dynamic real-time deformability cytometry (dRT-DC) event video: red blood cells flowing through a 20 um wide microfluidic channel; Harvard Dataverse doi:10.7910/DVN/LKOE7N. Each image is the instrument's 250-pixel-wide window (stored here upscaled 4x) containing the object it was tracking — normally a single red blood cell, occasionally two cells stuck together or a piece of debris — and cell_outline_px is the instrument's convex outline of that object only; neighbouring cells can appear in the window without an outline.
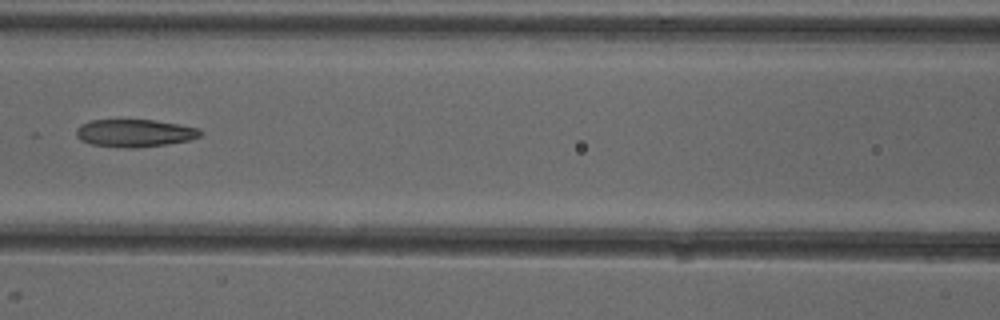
{"species": "common noctule bat (a hibernating species)", "species_latin": "Nyctalus noctula", "temperature_condition": "cold", "stored_images_in_passage": 6, "camera_frame_rate_fps": 3000, "um_per_image_px": 0.085, "animal": {"sex": "female"}, "frame": {"image": 1, "passage_image": 6, "time_ms": 5.667, "image_size_px": [1000, 320], "cell_outline_px": [[204, 132], [200, 136], [192, 140], [136, 148], [128, 148], [92, 144], [80, 140], [76, 136], [76, 128], [80, 124], [92, 120], [152, 120], [200, 128]], "centroid_in_image_um": [11.45, 11.31], "position_along_channel_um": 155.1, "area_um2": 19.94}}